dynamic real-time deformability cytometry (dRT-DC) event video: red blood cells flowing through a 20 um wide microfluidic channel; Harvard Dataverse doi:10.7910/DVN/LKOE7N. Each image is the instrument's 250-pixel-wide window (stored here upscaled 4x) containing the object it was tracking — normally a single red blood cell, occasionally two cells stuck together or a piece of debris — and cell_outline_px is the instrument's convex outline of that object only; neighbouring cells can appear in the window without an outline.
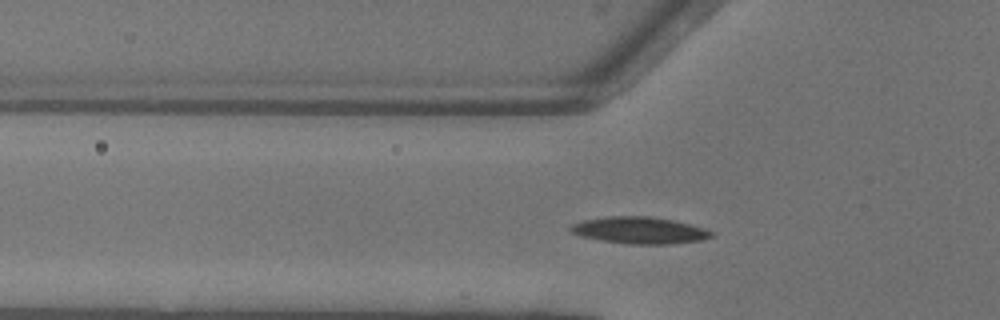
{"species": "common noctule bat (a hibernating species)", "species_latin": "Nyctalus noctula", "temperature_condition": "warm", "stored_images_in_passage": 44, "camera_frame_rate_fps": 3000, "um_per_image_px": 0.085, "animal": {"sex": "female"}, "frame": {"image": 1, "passage_image": 10, "time_ms": 3.0, "image_size_px": [1000, 320], "cell_outline_px": [[716, 236], [700, 240], [672, 244], [628, 244], [600, 240], [580, 236], [572, 232], [568, 228], [572, 224], [584, 220], [612, 216], [648, 216], [672, 220], [704, 228], [712, 232]], "centroid_in_image_um": [54.36, 19.58], "position_along_channel_um": 71.4, "area_um2": 21.85}}
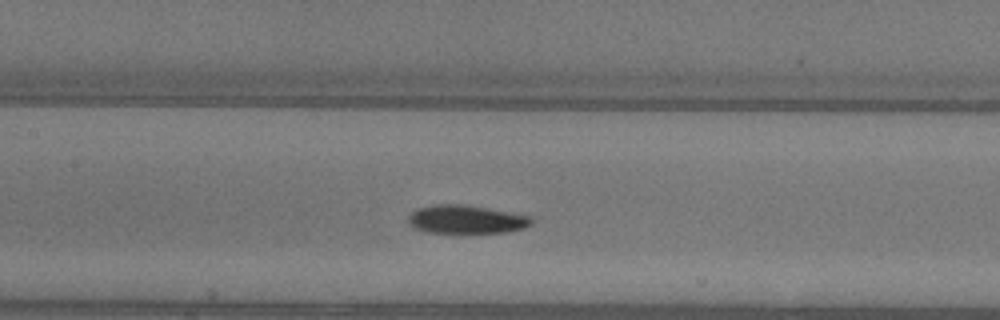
{"frame": {"image": 2, "passage_image": 17, "time_ms": 5.333, "image_size_px": [1000, 320], "cell_outline_px": [[532, 224], [524, 228], [504, 232], [428, 232], [412, 228], [408, 220], [408, 216], [412, 212], [420, 208], [440, 204], [464, 204], [532, 216]], "centroid_in_image_um": [39.63, 18.64], "position_along_channel_um": 167.8, "area_um2": 20.11}}
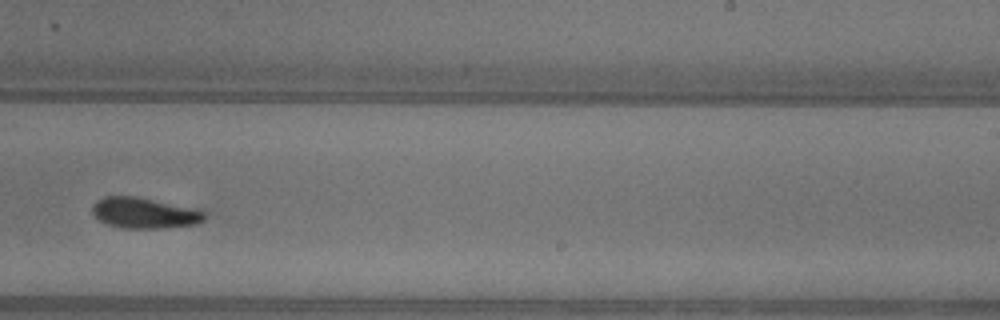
{"frame": {"image": 3, "passage_image": 25, "time_ms": 8.0, "image_size_px": [1000, 320], "cell_outline_px": [[204, 220], [196, 224], [168, 228], [120, 228], [108, 224], [100, 220], [92, 212], [92, 204], [96, 200], [104, 196], [136, 196], [200, 208], [204, 212]], "centroid_in_image_um": [12.3, 18.09], "position_along_channel_um": 276.7, "area_um2": 20.46}, "authors_computed_cell_mechanics": {"area_um2": 20.1144, "velocity_mm_per_s": 4.1104, "shape_relaxation_time_tau1_ms": 2.9379, "shape_relaxation_time_tau2_ms": 3.9706, "deformation_change_tau1": 0.1335, "deformation_change_tau2": 0.0965}}